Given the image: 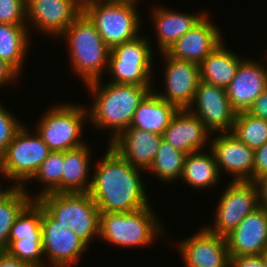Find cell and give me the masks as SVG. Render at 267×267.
I'll use <instances>...</instances> for the list:
<instances>
[{
	"mask_svg": "<svg viewBox=\"0 0 267 267\" xmlns=\"http://www.w3.org/2000/svg\"><path fill=\"white\" fill-rule=\"evenodd\" d=\"M230 258L259 255L267 246V211L258 207L226 236Z\"/></svg>",
	"mask_w": 267,
	"mask_h": 267,
	"instance_id": "obj_20",
	"label": "cell"
},
{
	"mask_svg": "<svg viewBox=\"0 0 267 267\" xmlns=\"http://www.w3.org/2000/svg\"><path fill=\"white\" fill-rule=\"evenodd\" d=\"M230 267H266V265L261 254L240 255L231 257Z\"/></svg>",
	"mask_w": 267,
	"mask_h": 267,
	"instance_id": "obj_37",
	"label": "cell"
},
{
	"mask_svg": "<svg viewBox=\"0 0 267 267\" xmlns=\"http://www.w3.org/2000/svg\"><path fill=\"white\" fill-rule=\"evenodd\" d=\"M258 63L243 59L226 88L229 102L237 113L247 111L267 87V66Z\"/></svg>",
	"mask_w": 267,
	"mask_h": 267,
	"instance_id": "obj_18",
	"label": "cell"
},
{
	"mask_svg": "<svg viewBox=\"0 0 267 267\" xmlns=\"http://www.w3.org/2000/svg\"><path fill=\"white\" fill-rule=\"evenodd\" d=\"M222 42L200 64V80L226 89L243 60Z\"/></svg>",
	"mask_w": 267,
	"mask_h": 267,
	"instance_id": "obj_24",
	"label": "cell"
},
{
	"mask_svg": "<svg viewBox=\"0 0 267 267\" xmlns=\"http://www.w3.org/2000/svg\"><path fill=\"white\" fill-rule=\"evenodd\" d=\"M161 54L166 62L164 69L165 94L154 89L153 91L161 99L175 105L178 109H188L200 82V67L191 61L174 59L166 52Z\"/></svg>",
	"mask_w": 267,
	"mask_h": 267,
	"instance_id": "obj_15",
	"label": "cell"
},
{
	"mask_svg": "<svg viewBox=\"0 0 267 267\" xmlns=\"http://www.w3.org/2000/svg\"><path fill=\"white\" fill-rule=\"evenodd\" d=\"M37 200L86 246L99 236L100 210L88 192H51Z\"/></svg>",
	"mask_w": 267,
	"mask_h": 267,
	"instance_id": "obj_5",
	"label": "cell"
},
{
	"mask_svg": "<svg viewBox=\"0 0 267 267\" xmlns=\"http://www.w3.org/2000/svg\"><path fill=\"white\" fill-rule=\"evenodd\" d=\"M218 202L215 224L207 228L226 237L251 212L259 207L257 187L253 181H232Z\"/></svg>",
	"mask_w": 267,
	"mask_h": 267,
	"instance_id": "obj_10",
	"label": "cell"
},
{
	"mask_svg": "<svg viewBox=\"0 0 267 267\" xmlns=\"http://www.w3.org/2000/svg\"><path fill=\"white\" fill-rule=\"evenodd\" d=\"M253 182L257 187L258 205L267 211V175Z\"/></svg>",
	"mask_w": 267,
	"mask_h": 267,
	"instance_id": "obj_40",
	"label": "cell"
},
{
	"mask_svg": "<svg viewBox=\"0 0 267 267\" xmlns=\"http://www.w3.org/2000/svg\"><path fill=\"white\" fill-rule=\"evenodd\" d=\"M188 110L195 114L211 133L231 132L237 114L229 102L226 89L201 80Z\"/></svg>",
	"mask_w": 267,
	"mask_h": 267,
	"instance_id": "obj_12",
	"label": "cell"
},
{
	"mask_svg": "<svg viewBox=\"0 0 267 267\" xmlns=\"http://www.w3.org/2000/svg\"><path fill=\"white\" fill-rule=\"evenodd\" d=\"M26 187L10 186L0 192V251L8 247L10 229L21 210L35 197Z\"/></svg>",
	"mask_w": 267,
	"mask_h": 267,
	"instance_id": "obj_28",
	"label": "cell"
},
{
	"mask_svg": "<svg viewBox=\"0 0 267 267\" xmlns=\"http://www.w3.org/2000/svg\"><path fill=\"white\" fill-rule=\"evenodd\" d=\"M0 267H33L31 264L10 256L6 251H0Z\"/></svg>",
	"mask_w": 267,
	"mask_h": 267,
	"instance_id": "obj_41",
	"label": "cell"
},
{
	"mask_svg": "<svg viewBox=\"0 0 267 267\" xmlns=\"http://www.w3.org/2000/svg\"><path fill=\"white\" fill-rule=\"evenodd\" d=\"M64 152L51 151L31 180L43 183L44 189L37 194L35 199L51 192H62V170Z\"/></svg>",
	"mask_w": 267,
	"mask_h": 267,
	"instance_id": "obj_32",
	"label": "cell"
},
{
	"mask_svg": "<svg viewBox=\"0 0 267 267\" xmlns=\"http://www.w3.org/2000/svg\"><path fill=\"white\" fill-rule=\"evenodd\" d=\"M115 1H130V2L138 3L137 1H140V0H115Z\"/></svg>",
	"mask_w": 267,
	"mask_h": 267,
	"instance_id": "obj_43",
	"label": "cell"
},
{
	"mask_svg": "<svg viewBox=\"0 0 267 267\" xmlns=\"http://www.w3.org/2000/svg\"><path fill=\"white\" fill-rule=\"evenodd\" d=\"M42 249L51 267H71L78 265L87 246L69 229L60 224L42 206Z\"/></svg>",
	"mask_w": 267,
	"mask_h": 267,
	"instance_id": "obj_11",
	"label": "cell"
},
{
	"mask_svg": "<svg viewBox=\"0 0 267 267\" xmlns=\"http://www.w3.org/2000/svg\"><path fill=\"white\" fill-rule=\"evenodd\" d=\"M0 23L27 25L26 0H0Z\"/></svg>",
	"mask_w": 267,
	"mask_h": 267,
	"instance_id": "obj_34",
	"label": "cell"
},
{
	"mask_svg": "<svg viewBox=\"0 0 267 267\" xmlns=\"http://www.w3.org/2000/svg\"><path fill=\"white\" fill-rule=\"evenodd\" d=\"M101 81L87 84L94 94L88 120L100 129L111 130L110 143L131 125L137 107L153 87L111 82L101 86Z\"/></svg>",
	"mask_w": 267,
	"mask_h": 267,
	"instance_id": "obj_2",
	"label": "cell"
},
{
	"mask_svg": "<svg viewBox=\"0 0 267 267\" xmlns=\"http://www.w3.org/2000/svg\"><path fill=\"white\" fill-rule=\"evenodd\" d=\"M151 205L135 211L100 212L99 239L115 246L144 247L164 234Z\"/></svg>",
	"mask_w": 267,
	"mask_h": 267,
	"instance_id": "obj_4",
	"label": "cell"
},
{
	"mask_svg": "<svg viewBox=\"0 0 267 267\" xmlns=\"http://www.w3.org/2000/svg\"><path fill=\"white\" fill-rule=\"evenodd\" d=\"M206 12L194 15L182 13L164 7L152 10L153 25L156 27L157 43L160 53L167 52L171 46L190 29H192L204 16Z\"/></svg>",
	"mask_w": 267,
	"mask_h": 267,
	"instance_id": "obj_22",
	"label": "cell"
},
{
	"mask_svg": "<svg viewBox=\"0 0 267 267\" xmlns=\"http://www.w3.org/2000/svg\"><path fill=\"white\" fill-rule=\"evenodd\" d=\"M186 153L174 148L169 142L162 139L152 165L147 170L165 182H175L181 178Z\"/></svg>",
	"mask_w": 267,
	"mask_h": 267,
	"instance_id": "obj_29",
	"label": "cell"
},
{
	"mask_svg": "<svg viewBox=\"0 0 267 267\" xmlns=\"http://www.w3.org/2000/svg\"><path fill=\"white\" fill-rule=\"evenodd\" d=\"M87 110L80 104H58L45 112L34 131H37L51 151L64 152L78 148L86 144L80 140V136L84 119L88 117Z\"/></svg>",
	"mask_w": 267,
	"mask_h": 267,
	"instance_id": "obj_8",
	"label": "cell"
},
{
	"mask_svg": "<svg viewBox=\"0 0 267 267\" xmlns=\"http://www.w3.org/2000/svg\"><path fill=\"white\" fill-rule=\"evenodd\" d=\"M247 112L255 117L267 120V87L265 91L253 102Z\"/></svg>",
	"mask_w": 267,
	"mask_h": 267,
	"instance_id": "obj_38",
	"label": "cell"
},
{
	"mask_svg": "<svg viewBox=\"0 0 267 267\" xmlns=\"http://www.w3.org/2000/svg\"><path fill=\"white\" fill-rule=\"evenodd\" d=\"M83 12V0H26V21L44 34H61Z\"/></svg>",
	"mask_w": 267,
	"mask_h": 267,
	"instance_id": "obj_13",
	"label": "cell"
},
{
	"mask_svg": "<svg viewBox=\"0 0 267 267\" xmlns=\"http://www.w3.org/2000/svg\"><path fill=\"white\" fill-rule=\"evenodd\" d=\"M162 139V135L128 127L109 145L132 166L147 171L156 157Z\"/></svg>",
	"mask_w": 267,
	"mask_h": 267,
	"instance_id": "obj_19",
	"label": "cell"
},
{
	"mask_svg": "<svg viewBox=\"0 0 267 267\" xmlns=\"http://www.w3.org/2000/svg\"><path fill=\"white\" fill-rule=\"evenodd\" d=\"M267 175V143L254 150V181Z\"/></svg>",
	"mask_w": 267,
	"mask_h": 267,
	"instance_id": "obj_36",
	"label": "cell"
},
{
	"mask_svg": "<svg viewBox=\"0 0 267 267\" xmlns=\"http://www.w3.org/2000/svg\"><path fill=\"white\" fill-rule=\"evenodd\" d=\"M61 35L68 44L72 70L85 86L101 80L107 70L110 48L88 16L82 12Z\"/></svg>",
	"mask_w": 267,
	"mask_h": 267,
	"instance_id": "obj_3",
	"label": "cell"
},
{
	"mask_svg": "<svg viewBox=\"0 0 267 267\" xmlns=\"http://www.w3.org/2000/svg\"><path fill=\"white\" fill-rule=\"evenodd\" d=\"M178 108L151 90L137 107L129 127L163 135Z\"/></svg>",
	"mask_w": 267,
	"mask_h": 267,
	"instance_id": "obj_23",
	"label": "cell"
},
{
	"mask_svg": "<svg viewBox=\"0 0 267 267\" xmlns=\"http://www.w3.org/2000/svg\"><path fill=\"white\" fill-rule=\"evenodd\" d=\"M261 256L265 262V265L267 267V246L263 249V252L261 253Z\"/></svg>",
	"mask_w": 267,
	"mask_h": 267,
	"instance_id": "obj_42",
	"label": "cell"
},
{
	"mask_svg": "<svg viewBox=\"0 0 267 267\" xmlns=\"http://www.w3.org/2000/svg\"><path fill=\"white\" fill-rule=\"evenodd\" d=\"M136 4L130 1L83 0V12L111 49L139 36L142 26Z\"/></svg>",
	"mask_w": 267,
	"mask_h": 267,
	"instance_id": "obj_6",
	"label": "cell"
},
{
	"mask_svg": "<svg viewBox=\"0 0 267 267\" xmlns=\"http://www.w3.org/2000/svg\"><path fill=\"white\" fill-rule=\"evenodd\" d=\"M90 147L84 144L64 151L62 192H89L91 182Z\"/></svg>",
	"mask_w": 267,
	"mask_h": 267,
	"instance_id": "obj_25",
	"label": "cell"
},
{
	"mask_svg": "<svg viewBox=\"0 0 267 267\" xmlns=\"http://www.w3.org/2000/svg\"><path fill=\"white\" fill-rule=\"evenodd\" d=\"M10 256L31 264L33 267H47L43 260L42 239H19L8 241L5 250ZM46 263V264H45Z\"/></svg>",
	"mask_w": 267,
	"mask_h": 267,
	"instance_id": "obj_33",
	"label": "cell"
},
{
	"mask_svg": "<svg viewBox=\"0 0 267 267\" xmlns=\"http://www.w3.org/2000/svg\"><path fill=\"white\" fill-rule=\"evenodd\" d=\"M186 267H230L231 258L226 237L211 232L206 226L194 236L177 243Z\"/></svg>",
	"mask_w": 267,
	"mask_h": 267,
	"instance_id": "obj_14",
	"label": "cell"
},
{
	"mask_svg": "<svg viewBox=\"0 0 267 267\" xmlns=\"http://www.w3.org/2000/svg\"><path fill=\"white\" fill-rule=\"evenodd\" d=\"M208 136H211V132L188 109H178L162 135L165 141L186 154L203 150Z\"/></svg>",
	"mask_w": 267,
	"mask_h": 267,
	"instance_id": "obj_21",
	"label": "cell"
},
{
	"mask_svg": "<svg viewBox=\"0 0 267 267\" xmlns=\"http://www.w3.org/2000/svg\"><path fill=\"white\" fill-rule=\"evenodd\" d=\"M20 74L6 61L0 59V88L14 82ZM3 85V86H2Z\"/></svg>",
	"mask_w": 267,
	"mask_h": 267,
	"instance_id": "obj_39",
	"label": "cell"
},
{
	"mask_svg": "<svg viewBox=\"0 0 267 267\" xmlns=\"http://www.w3.org/2000/svg\"><path fill=\"white\" fill-rule=\"evenodd\" d=\"M42 204L32 199L18 214L10 229L8 241L42 239Z\"/></svg>",
	"mask_w": 267,
	"mask_h": 267,
	"instance_id": "obj_30",
	"label": "cell"
},
{
	"mask_svg": "<svg viewBox=\"0 0 267 267\" xmlns=\"http://www.w3.org/2000/svg\"><path fill=\"white\" fill-rule=\"evenodd\" d=\"M149 42L139 35L133 40L112 47L107 66L112 76L109 82L151 86L153 51Z\"/></svg>",
	"mask_w": 267,
	"mask_h": 267,
	"instance_id": "obj_9",
	"label": "cell"
},
{
	"mask_svg": "<svg viewBox=\"0 0 267 267\" xmlns=\"http://www.w3.org/2000/svg\"><path fill=\"white\" fill-rule=\"evenodd\" d=\"M50 152L41 136L37 132L31 135L23 125L0 156V173L6 179L14 181L13 186L23 187L26 185L24 182L35 175Z\"/></svg>",
	"mask_w": 267,
	"mask_h": 267,
	"instance_id": "obj_7",
	"label": "cell"
},
{
	"mask_svg": "<svg viewBox=\"0 0 267 267\" xmlns=\"http://www.w3.org/2000/svg\"><path fill=\"white\" fill-rule=\"evenodd\" d=\"M28 34V25L0 23V59L10 64L19 74L29 49Z\"/></svg>",
	"mask_w": 267,
	"mask_h": 267,
	"instance_id": "obj_27",
	"label": "cell"
},
{
	"mask_svg": "<svg viewBox=\"0 0 267 267\" xmlns=\"http://www.w3.org/2000/svg\"><path fill=\"white\" fill-rule=\"evenodd\" d=\"M107 147L95 165L88 192L100 212L126 213L147 206L148 194L140 177L142 169L132 166L110 145Z\"/></svg>",
	"mask_w": 267,
	"mask_h": 267,
	"instance_id": "obj_1",
	"label": "cell"
},
{
	"mask_svg": "<svg viewBox=\"0 0 267 267\" xmlns=\"http://www.w3.org/2000/svg\"><path fill=\"white\" fill-rule=\"evenodd\" d=\"M231 132L255 150L267 143V120L255 117L247 111L238 112Z\"/></svg>",
	"mask_w": 267,
	"mask_h": 267,
	"instance_id": "obj_31",
	"label": "cell"
},
{
	"mask_svg": "<svg viewBox=\"0 0 267 267\" xmlns=\"http://www.w3.org/2000/svg\"><path fill=\"white\" fill-rule=\"evenodd\" d=\"M220 172L211 151L187 154L180 179L194 188L214 187L220 180Z\"/></svg>",
	"mask_w": 267,
	"mask_h": 267,
	"instance_id": "obj_26",
	"label": "cell"
},
{
	"mask_svg": "<svg viewBox=\"0 0 267 267\" xmlns=\"http://www.w3.org/2000/svg\"><path fill=\"white\" fill-rule=\"evenodd\" d=\"M205 16L166 52L177 60L200 64L223 41L221 30Z\"/></svg>",
	"mask_w": 267,
	"mask_h": 267,
	"instance_id": "obj_17",
	"label": "cell"
},
{
	"mask_svg": "<svg viewBox=\"0 0 267 267\" xmlns=\"http://www.w3.org/2000/svg\"><path fill=\"white\" fill-rule=\"evenodd\" d=\"M0 104V156L13 141L16 132L23 126L12 113Z\"/></svg>",
	"mask_w": 267,
	"mask_h": 267,
	"instance_id": "obj_35",
	"label": "cell"
},
{
	"mask_svg": "<svg viewBox=\"0 0 267 267\" xmlns=\"http://www.w3.org/2000/svg\"><path fill=\"white\" fill-rule=\"evenodd\" d=\"M210 141L219 172L231 174V181H254V150L240 141L232 132L216 133Z\"/></svg>",
	"mask_w": 267,
	"mask_h": 267,
	"instance_id": "obj_16",
	"label": "cell"
}]
</instances>
